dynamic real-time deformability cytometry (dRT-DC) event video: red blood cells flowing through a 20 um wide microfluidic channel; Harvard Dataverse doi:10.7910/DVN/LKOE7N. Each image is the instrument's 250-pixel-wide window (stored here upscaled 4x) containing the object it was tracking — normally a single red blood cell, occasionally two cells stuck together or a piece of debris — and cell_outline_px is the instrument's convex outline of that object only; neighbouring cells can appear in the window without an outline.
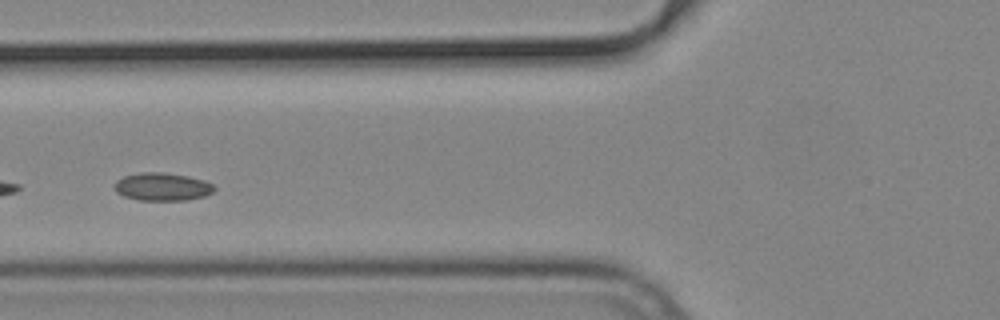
{"species": "common noctule bat (a hibernating species)", "species_latin": "Nyctalus noctula", "temperature_condition": "cold", "stored_images_in_passage": 17, "camera_frame_rate_fps": 3000, "um_per_image_px": 0.085, "animal": {"sex": "male", "body_mass_g": 19.2, "forearm_length_mm": 51.8}, "frame": {"image": 1, "passage_image": 10, "time_ms": 3.0, "image_size_px": [1000, 320], "cell_outline_px": [[216, 188], [212, 192], [204, 196], [188, 200], [140, 200], [124, 196], [116, 192], [116, 180], [124, 176], [144, 172], [164, 172], [188, 176], [204, 180], [212, 184]], "centroid_in_image_um": [13.82, 15.87], "position_along_channel_um": 112.0, "area_um2": 16.13}}